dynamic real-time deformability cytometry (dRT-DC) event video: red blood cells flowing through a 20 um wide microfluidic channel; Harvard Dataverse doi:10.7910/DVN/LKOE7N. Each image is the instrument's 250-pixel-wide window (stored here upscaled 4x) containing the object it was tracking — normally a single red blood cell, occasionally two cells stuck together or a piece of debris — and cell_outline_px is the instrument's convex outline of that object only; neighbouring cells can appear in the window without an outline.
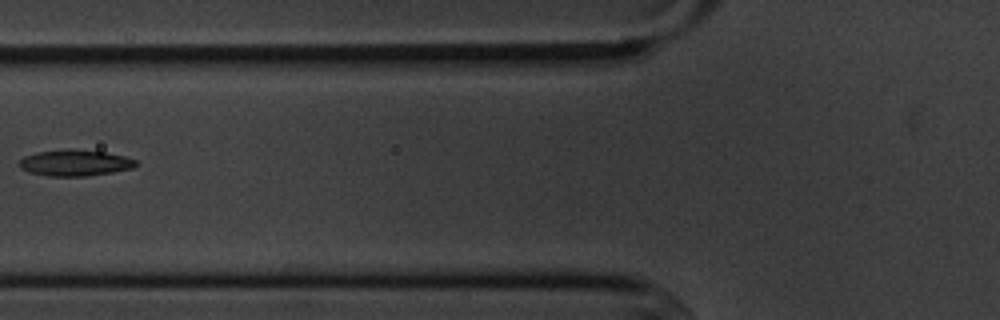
{"species": "common noctule bat (a hibernating species)", "species_latin": "Nyctalus noctula", "temperature_condition": "cold", "stored_images_in_passage": 5, "camera_frame_rate_fps": 3000, "um_per_image_px": 0.085, "animal": {"sex": "male", "body_mass_g": 20.1, "forearm_length_mm": 53.5}, "frame": {"image": 1, "passage_image": 5, "time_ms": 4.667, "image_size_px": [1000, 320], "cell_outline_px": [[136, 164], [132, 168], [112, 172], [88, 176], [48, 176], [28, 172], [20, 168], [20, 160], [24, 156], [36, 152], [64, 148], [72, 148], [104, 152], [124, 156], [136, 160]], "centroid_in_image_um": [6.33, 13.83], "position_along_channel_um": 119.5, "area_um2": 17.92}}